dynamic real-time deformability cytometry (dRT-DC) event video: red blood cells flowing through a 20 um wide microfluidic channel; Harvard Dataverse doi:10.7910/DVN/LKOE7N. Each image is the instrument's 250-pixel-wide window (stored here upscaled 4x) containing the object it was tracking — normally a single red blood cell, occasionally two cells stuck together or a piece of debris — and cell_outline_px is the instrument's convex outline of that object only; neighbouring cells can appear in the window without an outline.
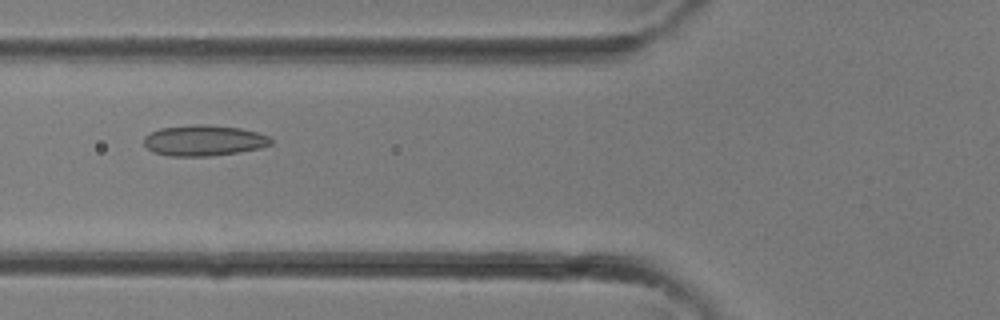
{"species": "common noctule bat (a hibernating species)", "species_latin": "Nyctalus noctula", "temperature_condition": "room temperature", "stored_images_in_passage": 33, "camera_frame_rate_fps": 3000, "um_per_image_px": 0.085, "animal": {"sex": "female"}, "frame": {"image": 1, "passage_image": 13, "time_ms": 4.0, "image_size_px": [1000, 320], "cell_outline_px": [[272, 144], [260, 148], [236, 152], [208, 156], [168, 156], [152, 152], [144, 144], [144, 136], [160, 128], [196, 124], [204, 124], [240, 128], [256, 132], [268, 136], [272, 140]], "centroid_in_image_um": [17.3, 11.94], "position_along_channel_um": 108.5, "area_um2": 22.66}}
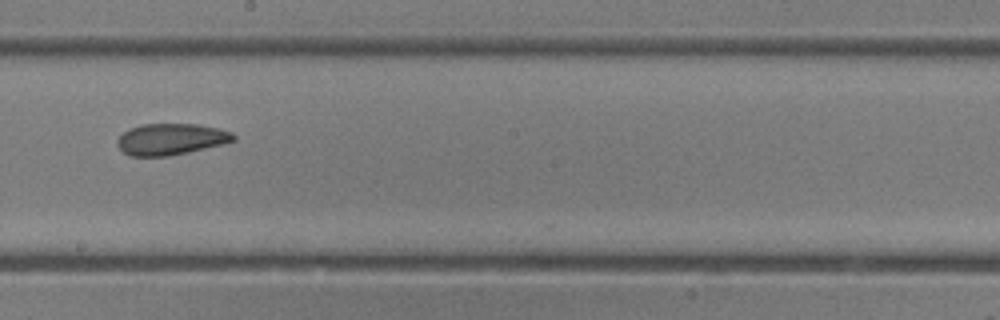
{"frame": {"image": 2, "passage_image": 19, "time_ms": 6.0, "image_size_px": [1000, 320], "cell_outline_px": [[236, 140], [224, 144], [188, 152], [168, 156], [128, 156], [116, 144], [116, 140], [128, 128], [140, 124], [196, 124], [220, 128], [232, 132], [236, 136]], "centroid_in_image_um": [14.54, 11.82], "position_along_channel_um": 233.7, "area_um2": 21.44}}
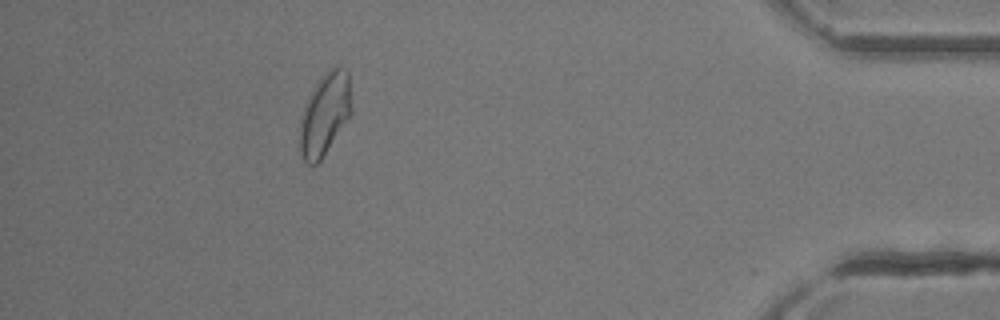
{"frame": {"image": 3, "passage_image": 30, "time_ms": 9.667, "image_size_px": [1000, 320], "cell_outline_px": [[352, 112], [320, 160], [316, 164], [308, 164], [304, 160], [300, 152], [300, 116], [304, 104], [312, 88], [324, 72], [332, 68], [340, 68], [348, 72], [352, 108]], "centroid_in_image_um": [27.58, 9.68], "position_along_channel_um": 407.6, "area_um2": 24.51}}